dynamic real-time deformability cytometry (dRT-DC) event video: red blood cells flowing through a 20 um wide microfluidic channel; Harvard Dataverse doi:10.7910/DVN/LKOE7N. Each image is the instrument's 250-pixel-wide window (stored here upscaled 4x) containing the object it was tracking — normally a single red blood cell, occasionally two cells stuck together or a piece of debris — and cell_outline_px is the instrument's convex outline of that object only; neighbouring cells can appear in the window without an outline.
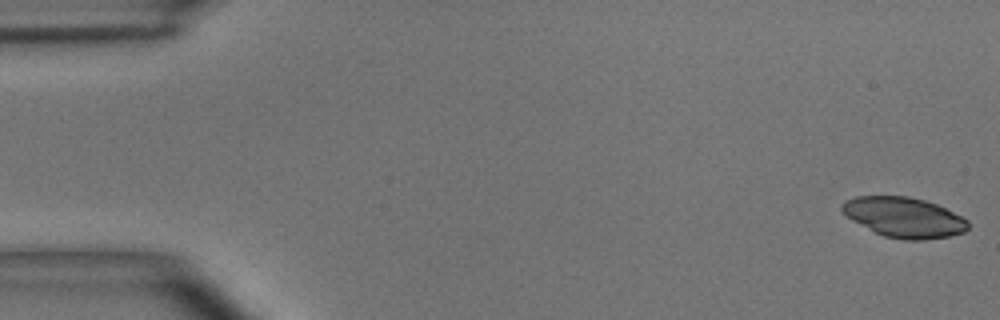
{"species": "common noctule bat (a hibernating species)", "species_latin": "Nyctalus noctula", "temperature_condition": "room temperature", "stored_images_in_passage": 9, "camera_frame_rate_fps": 3000, "um_per_image_px": 0.085, "animal": {"sex": "male", "body_mass_g": 15.6}, "frame": {"image": 1, "passage_image": 1, "time_ms": 0.0, "image_size_px": [1000, 320], "cell_outline_px": [[968, 228], [964, 232], [948, 236], [924, 240], [904, 240], [884, 236], [852, 220], [840, 208], [840, 204], [856, 196], [908, 196], [924, 200], [936, 204], [968, 220]], "centroid_in_image_um": [76.84, 18.47], "position_along_channel_um": 8.2, "area_um2": 29.13}}